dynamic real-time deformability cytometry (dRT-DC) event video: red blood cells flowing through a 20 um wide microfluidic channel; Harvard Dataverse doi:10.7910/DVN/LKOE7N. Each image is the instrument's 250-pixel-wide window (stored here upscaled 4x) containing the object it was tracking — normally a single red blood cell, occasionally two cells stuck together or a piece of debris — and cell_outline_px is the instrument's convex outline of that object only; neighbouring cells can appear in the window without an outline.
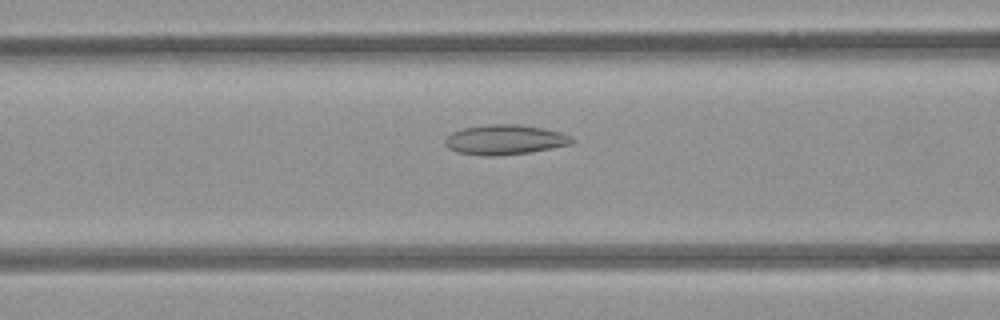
{"species": "common noctule bat (a hibernating species)", "species_latin": "Nyctalus noctula", "temperature_condition": "room temperature", "stored_images_in_passage": 38, "camera_frame_rate_fps": 3000, "um_per_image_px": 0.085, "animal": {"sex": "female", "body_mass_g": 21.9}, "frame": {"image": 1, "passage_image": 11, "time_ms": 3.333, "image_size_px": [1000, 320], "cell_outline_px": [[572, 144], [528, 152], [496, 156], [480, 156], [456, 152], [448, 148], [444, 144], [444, 140], [452, 132], [464, 128], [488, 124], [520, 124], [544, 128], [560, 132], [568, 136], [572, 140]], "centroid_in_image_um": [42.85, 11.87], "position_along_channel_um": 123.7, "area_um2": 22.02}}
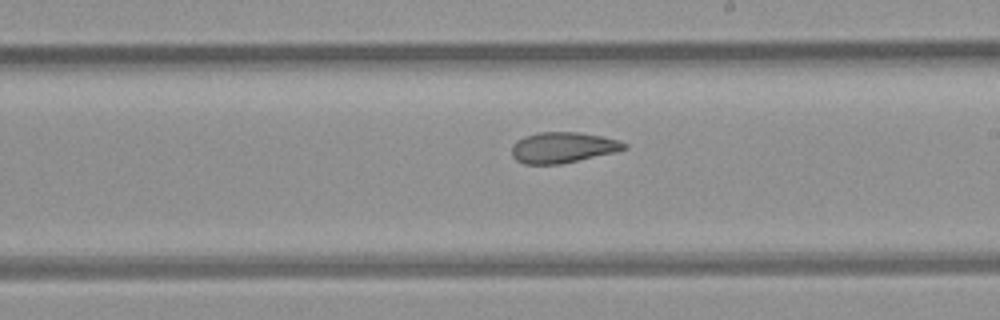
{"frame": {"image": 2, "passage_image": 20, "time_ms": 6.333, "image_size_px": [1000, 320], "cell_outline_px": [[628, 148], [612, 152], [560, 164], [524, 164], [516, 160], [512, 156], [512, 144], [516, 140], [524, 136], [536, 132], [580, 132], [600, 136], [616, 140], [628, 144]], "centroid_in_image_um": [47.77, 12.53], "position_along_channel_um": 241.2, "area_um2": 20.0}}
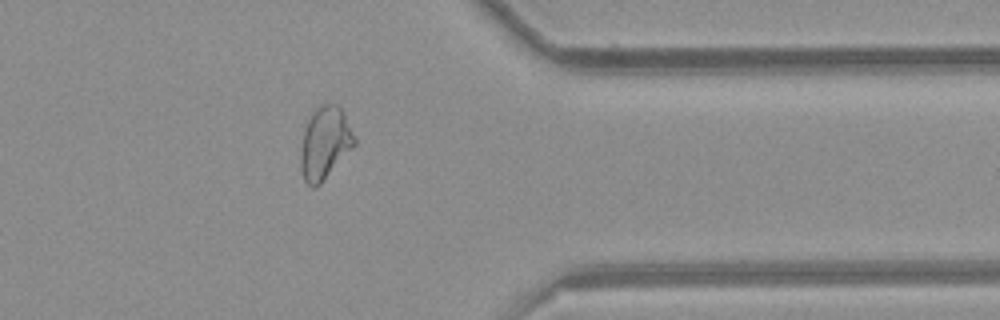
{"frame": {"image": 3, "passage_image": 32, "time_ms": 10.333, "image_size_px": [1000, 320], "cell_outline_px": [[356, 144], [320, 184], [316, 188], [312, 188], [304, 180], [300, 168], [300, 148], [304, 128], [312, 112], [320, 104], [336, 104], [344, 112], [356, 140]], "centroid_in_image_um": [27.59, 12.16], "position_along_channel_um": 383.8, "area_um2": 22.77}, "authors_computed_cell_mechanics": {"area_um2": 21.2126, "velocity_mm_per_s": 3.9067, "shape_relaxation_time_tau1_ms": null, "shape_relaxation_time_tau2_ms": 2.7172, "deformation_change_tau1": null, "deformation_change_tau2": 0.0918}}